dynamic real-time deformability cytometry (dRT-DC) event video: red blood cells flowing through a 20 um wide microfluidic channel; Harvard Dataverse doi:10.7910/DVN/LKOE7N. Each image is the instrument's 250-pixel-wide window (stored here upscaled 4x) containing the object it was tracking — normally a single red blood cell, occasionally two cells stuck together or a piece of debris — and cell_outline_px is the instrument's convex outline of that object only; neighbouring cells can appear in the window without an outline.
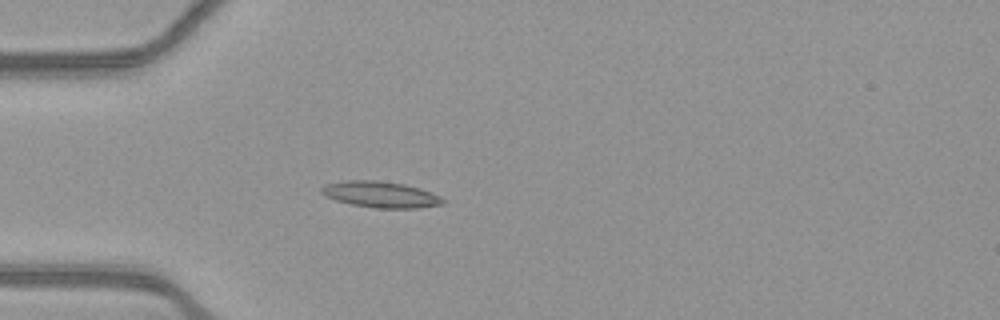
{"species": "common noctule bat (a hibernating species)", "species_latin": "Nyctalus noctula", "temperature_condition": "warm", "stored_images_in_passage": 53, "camera_frame_rate_fps": 3000, "um_per_image_px": 0.085, "animal": {"sex": "female", "body_mass_g": 21.9}, "frame": {"image": 1, "passage_image": 16, "time_ms": 5.0, "image_size_px": [1000, 320], "cell_outline_px": [[448, 200], [444, 204], [416, 208], [376, 208], [352, 204], [336, 200], [324, 196], [320, 192], [320, 188], [324, 184], [344, 180], [376, 180], [404, 184], [420, 188], [432, 192]], "centroid_in_image_um": [32.36, 16.52], "position_along_channel_um": 52.6, "area_um2": 18.73}}
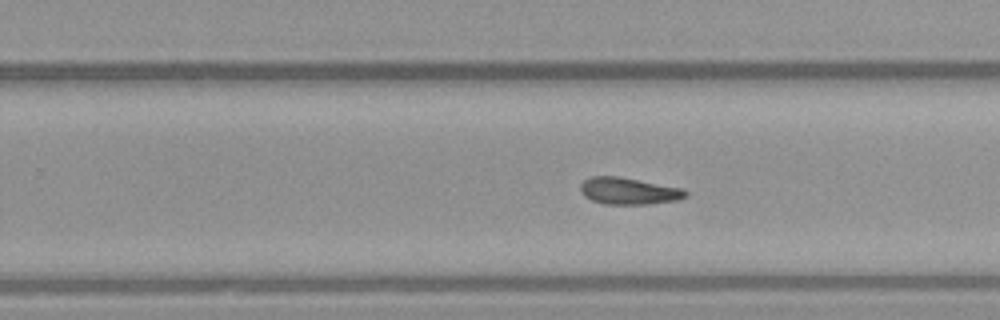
{"frame": {"image": 2, "passage_image": 34, "time_ms": 11.0, "image_size_px": [1000, 320], "cell_outline_px": [[688, 196], [676, 200], [648, 204], [604, 204], [592, 200], [584, 196], [580, 192], [580, 184], [584, 180], [592, 176], [616, 176], [684, 188], [688, 192]], "centroid_in_image_um": [53.44, 16.23], "position_along_channel_um": 276.4, "area_um2": 16.47}}
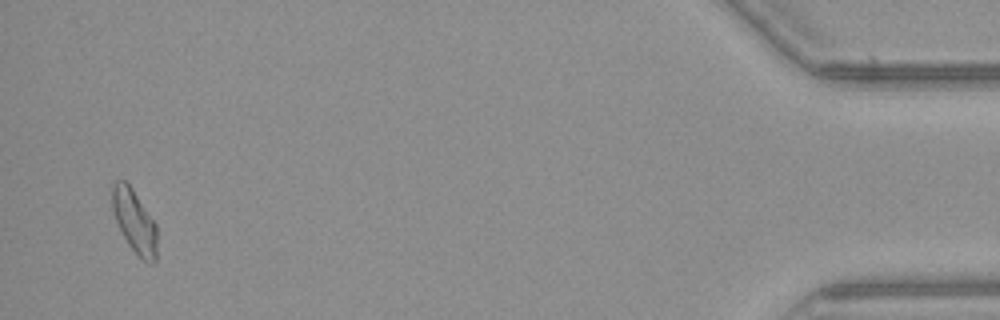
{"frame": {"image": 3, "passage_image": 52, "time_ms": 17.0, "image_size_px": [1000, 320], "cell_outline_px": [[156, 260], [152, 264], [140, 260], [128, 244], [116, 220], [112, 208], [112, 184], [116, 180], [124, 180], [132, 188], [156, 224]], "centroid_in_image_um": [11.43, 18.83], "position_along_channel_um": 423.8, "area_um2": 16.42}}